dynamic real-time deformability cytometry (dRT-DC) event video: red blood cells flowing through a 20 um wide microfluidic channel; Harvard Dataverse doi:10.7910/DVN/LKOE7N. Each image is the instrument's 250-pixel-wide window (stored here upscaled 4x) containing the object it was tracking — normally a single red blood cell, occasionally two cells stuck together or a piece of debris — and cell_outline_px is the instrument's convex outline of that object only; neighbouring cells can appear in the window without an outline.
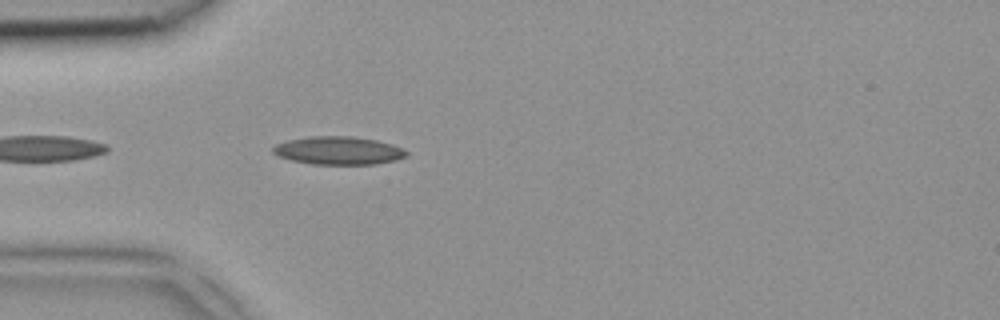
{"species": "common noctule bat (a hibernating species)", "species_latin": "Nyctalus noctula", "temperature_condition": "room temperature", "stored_images_in_passage": 3, "camera_frame_rate_fps": 3000, "um_per_image_px": 0.085, "animal": {"sex": "female", "body_mass_g": 18.4}, "frame": {"image": 1, "passage_image": 3, "time_ms": 0.667, "image_size_px": [1000, 320], "cell_outline_px": [[408, 152], [404, 156], [396, 160], [376, 164], [312, 164], [292, 160], [280, 156], [272, 152], [272, 148], [276, 144], [288, 140], [308, 136], [352, 136], [376, 140], [392, 144]], "centroid_in_image_um": [28.75, 12.79], "position_along_channel_um": 56.3, "area_um2": 21.68}}